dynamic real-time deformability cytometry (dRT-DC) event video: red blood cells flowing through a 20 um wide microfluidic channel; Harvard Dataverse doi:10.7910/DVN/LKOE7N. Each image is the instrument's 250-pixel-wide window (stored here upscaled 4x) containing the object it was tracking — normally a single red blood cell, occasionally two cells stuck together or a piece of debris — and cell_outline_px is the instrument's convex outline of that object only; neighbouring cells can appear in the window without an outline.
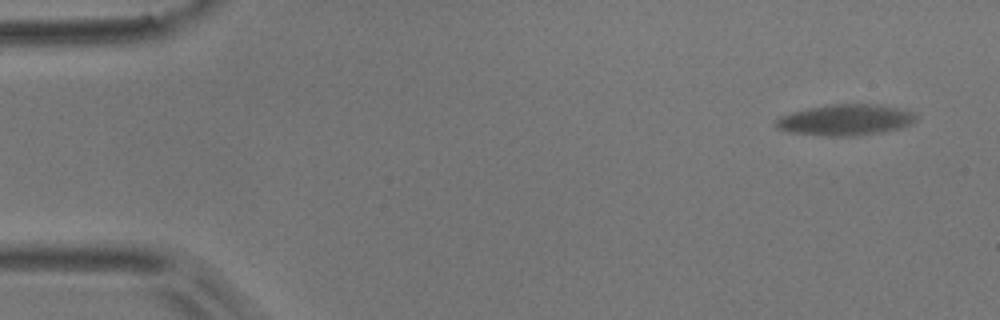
{"species": "common noctule bat (a hibernating species)", "species_latin": "Nyctalus noctula", "temperature_condition": "room temperature", "stored_images_in_passage": 6, "camera_frame_rate_fps": 3000, "um_per_image_px": 0.085, "animal": {"sex": "male", "body_mass_g": 17.9}, "frame": {"image": 1, "passage_image": 1, "time_ms": 0.0, "image_size_px": [1000, 320], "cell_outline_px": [[916, 120], [912, 124], [900, 128], [884, 132], [852, 136], [828, 136], [788, 132], [776, 128], [776, 120], [780, 116], [792, 112], [808, 108], [828, 104], [876, 104], [896, 108], [912, 112], [916, 116]], "centroid_in_image_um": [71.85, 10.2], "position_along_channel_um": 13.1, "area_um2": 25.32}}
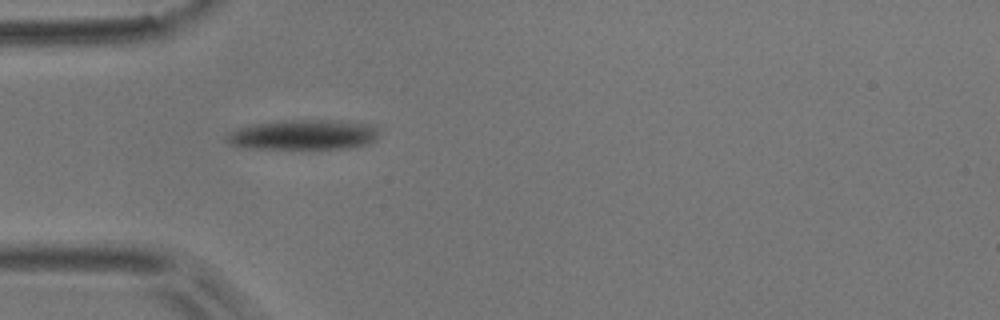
{"frame": {"image": 2, "passage_image": 6, "time_ms": 1.667, "image_size_px": [1000, 320], "cell_outline_px": [[380, 136], [376, 140], [368, 144], [344, 148], [240, 148], [224, 140], [224, 136], [240, 128], [252, 124], [284, 120], [332, 120], [368, 124], [376, 128]], "centroid_in_image_um": [25.78, 11.45], "position_along_channel_um": 59.2, "area_um2": 26.53}}